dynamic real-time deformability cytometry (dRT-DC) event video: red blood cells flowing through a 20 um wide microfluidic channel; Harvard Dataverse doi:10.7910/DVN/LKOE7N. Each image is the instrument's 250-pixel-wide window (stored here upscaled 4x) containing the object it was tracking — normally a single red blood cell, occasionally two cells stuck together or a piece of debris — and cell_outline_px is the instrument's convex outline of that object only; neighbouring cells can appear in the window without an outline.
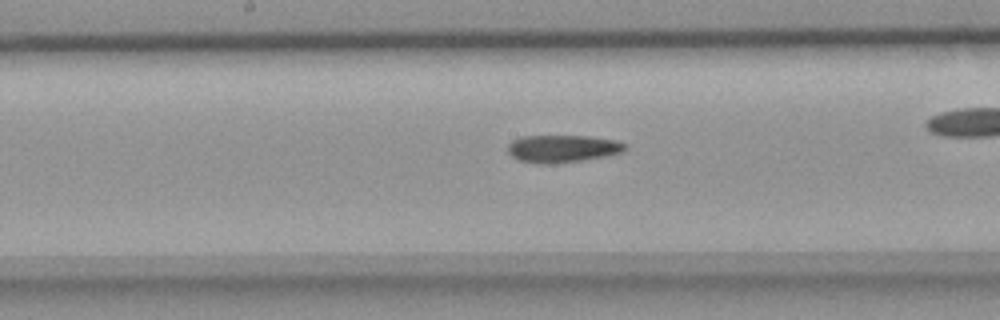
{"species": "common noctule bat (a hibernating species)", "species_latin": "Nyctalus noctula", "temperature_condition": "room temperature", "stored_images_in_passage": 26, "camera_frame_rate_fps": 3000, "um_per_image_px": 0.085, "animal": {"sex": "female", "body_mass_g": 18.4}, "frame": {"image": 1, "passage_image": 12, "time_ms": 3.667, "image_size_px": [1000, 320], "cell_outline_px": [[628, 148], [620, 152], [608, 156], [584, 160], [544, 164], [520, 160], [512, 156], [508, 152], [508, 144], [512, 140], [520, 136], [588, 136], [612, 140], [624, 144]], "centroid_in_image_um": [47.78, 12.63], "position_along_channel_um": 200.4, "area_um2": 18.55}}
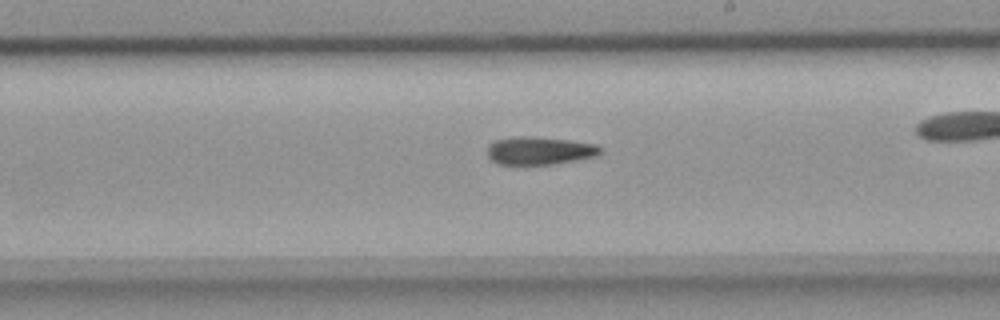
{"frame": {"image": 2, "passage_image": 15, "time_ms": 4.667, "image_size_px": [1000, 320], "cell_outline_px": [[604, 152], [596, 156], [576, 160], [552, 164], [496, 164], [488, 156], [488, 144], [496, 140], [516, 136], [524, 136], [568, 140], [596, 144], [604, 148]], "centroid_in_image_um": [45.89, 12.81], "position_along_channel_um": 243.1, "area_um2": 18.38}}